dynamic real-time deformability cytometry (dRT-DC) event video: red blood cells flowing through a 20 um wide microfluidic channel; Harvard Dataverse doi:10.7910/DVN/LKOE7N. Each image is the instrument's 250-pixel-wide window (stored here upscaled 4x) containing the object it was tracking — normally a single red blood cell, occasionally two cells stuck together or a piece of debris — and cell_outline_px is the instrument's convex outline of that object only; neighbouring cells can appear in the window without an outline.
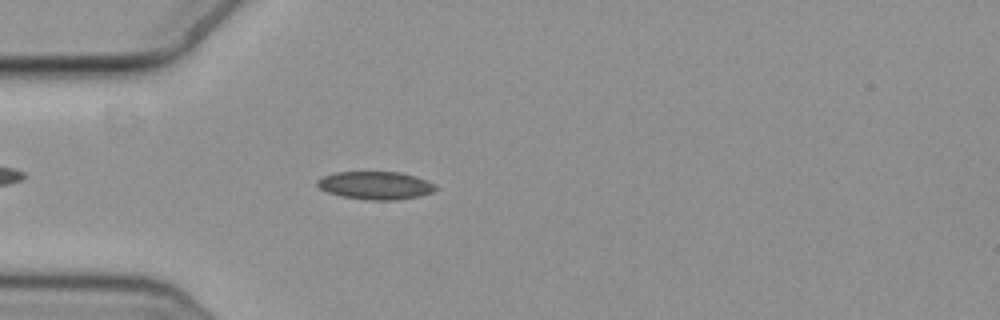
{"species": "common noctule bat (a hibernating species)", "species_latin": "Nyctalus noctula", "temperature_condition": "cold", "stored_images_in_passage": 46, "camera_frame_rate_fps": 3000, "um_per_image_px": 0.085, "animal": {"sex": "female", "body_mass_g": 19.3, "forearm_length_mm": 54.1}, "frame": {"image": 1, "passage_image": 6, "time_ms": 1.667, "image_size_px": [1000, 320], "cell_outline_px": [[440, 188], [432, 192], [420, 196], [396, 200], [368, 200], [344, 196], [328, 192], [320, 188], [316, 184], [316, 180], [324, 176], [336, 172], [400, 172], [416, 176], [436, 184]], "centroid_in_image_um": [31.97, 15.76], "position_along_channel_um": 53.0, "area_um2": 19.31}}
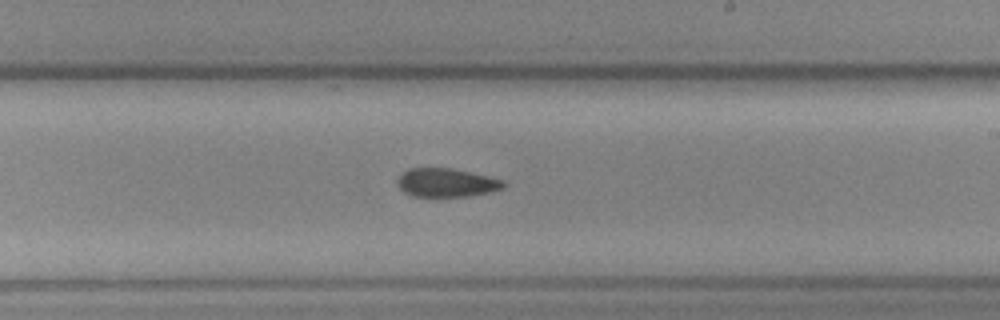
{"frame": {"image": 2, "passage_image": 23, "time_ms": 7.333, "image_size_px": [1000, 320], "cell_outline_px": [[504, 188], [472, 196], [412, 196], [404, 192], [396, 184], [396, 180], [400, 172], [408, 168], [452, 168], [504, 180]], "centroid_in_image_um": [37.88, 15.52], "position_along_channel_um": 251.1, "area_um2": 17.74}}
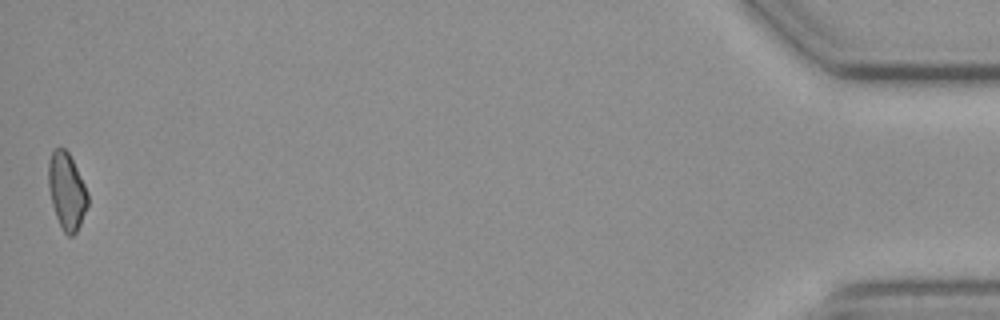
{"frame": {"image": 3, "passage_image": 46, "time_ms": 15.0, "image_size_px": [1000, 320], "cell_outline_px": [[88, 204], [80, 224], [76, 232], [72, 236], [68, 236], [64, 232], [56, 216], [52, 204], [48, 184], [48, 160], [52, 152], [56, 148], [64, 148], [68, 152], [88, 192]], "centroid_in_image_um": [5.66, 16.24], "position_along_channel_um": 429.5, "area_um2": 17.34}}